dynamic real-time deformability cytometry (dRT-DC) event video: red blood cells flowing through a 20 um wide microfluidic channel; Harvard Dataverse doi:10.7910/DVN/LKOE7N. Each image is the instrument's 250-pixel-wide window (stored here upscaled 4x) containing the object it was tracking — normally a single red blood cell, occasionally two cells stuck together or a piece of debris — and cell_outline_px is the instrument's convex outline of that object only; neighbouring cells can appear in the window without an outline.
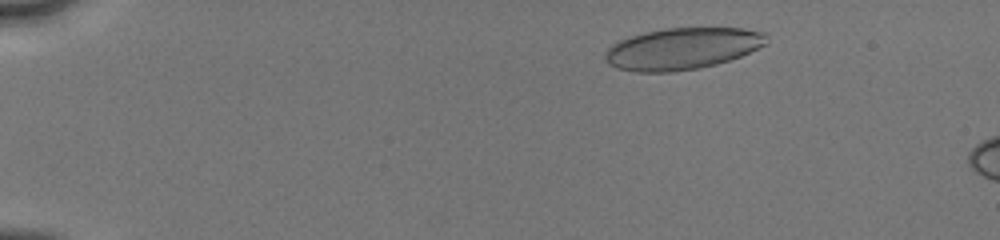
{"species": "human", "species_latin": "Homo sapiens", "temperature_condition": "cold", "stored_images_in_passage": 11, "camera_frame_rate_fps": 3000, "um_per_image_px": 0.085, "donor": {"sex": "male"}, "frame": {"image": 1, "passage_image": 4, "time_ms": 1.333, "image_size_px": [1000, 240], "cell_outline_px": [[768, 44], [740, 56], [716, 64], [700, 68], [672, 72], [636, 72], [616, 68], [608, 64], [604, 56], [604, 52], [612, 44], [620, 40], [644, 32], [664, 28], [740, 28], [764, 32], [768, 36]], "centroid_in_image_um": [57.99, 4.13], "position_along_channel_um": 27.0, "area_um2": 39.36}}